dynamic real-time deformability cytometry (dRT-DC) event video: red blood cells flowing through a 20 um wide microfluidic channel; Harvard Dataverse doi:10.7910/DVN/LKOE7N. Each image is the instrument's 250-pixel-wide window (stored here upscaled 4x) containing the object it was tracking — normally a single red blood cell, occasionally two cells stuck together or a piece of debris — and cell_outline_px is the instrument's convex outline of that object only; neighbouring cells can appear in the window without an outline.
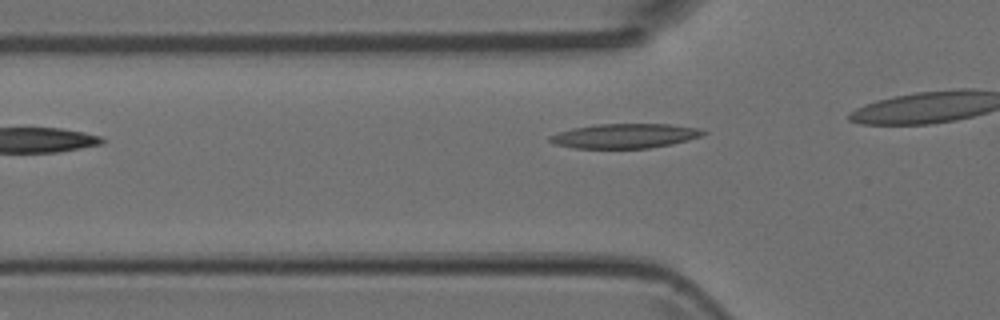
{"species": "Egyptian fruit bat (a non-hibernating species)", "species_latin": "Rousettus aegyptiacus", "temperature_condition": "room temperature", "stored_images_in_passage": 6, "segment_of_instrument_passage": [1, 2], "camera_frame_rate_fps": 3000, "um_per_image_px": 0.085, "animal": {"sex": "female"}, "frame": {"image": 1, "passage_image": 4, "time_ms": 1.0, "image_size_px": [1000, 320], "cell_outline_px": [[708, 132], [700, 136], [688, 140], [672, 144], [648, 148], [572, 148], [552, 144], [548, 140], [548, 136], [572, 128], [596, 124], [668, 124], [700, 128]], "centroid_in_image_um": [53.09, 11.55], "position_along_channel_um": 72.7, "area_um2": 22.02}}